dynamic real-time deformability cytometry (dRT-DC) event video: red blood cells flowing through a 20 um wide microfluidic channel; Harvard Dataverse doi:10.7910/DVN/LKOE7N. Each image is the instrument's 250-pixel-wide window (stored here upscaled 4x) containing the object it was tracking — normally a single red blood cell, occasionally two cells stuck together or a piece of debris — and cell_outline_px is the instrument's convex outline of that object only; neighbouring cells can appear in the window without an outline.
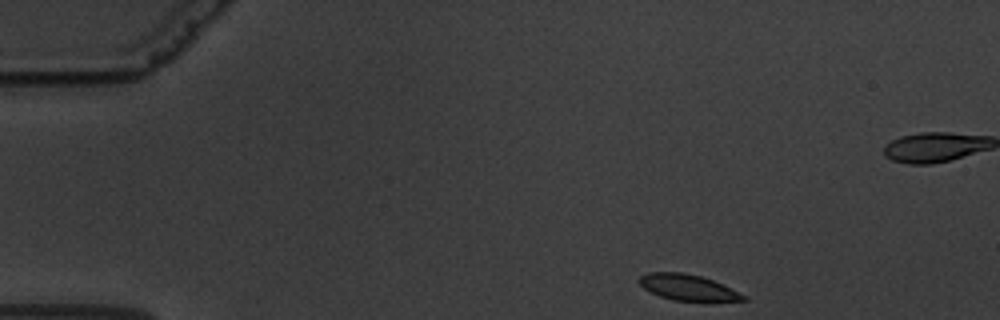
{"species": "common noctule bat (a hibernating species)", "species_latin": "Nyctalus noctula", "temperature_condition": "warm", "stored_images_in_passage": 53, "segment_of_instrument_passage": [1, 2], "camera_frame_rate_fps": 3000, "um_per_image_px": 0.085, "animal": {"sex": "male", "body_mass_g": 19.5, "forearm_length_mm": 54.6}, "frame": {"image": 1, "passage_image": 1, "time_ms": 0.0, "image_size_px": [1000, 320], "cell_outline_px": [[748, 300], [672, 300], [660, 296], [644, 288], [636, 280], [640, 276], [648, 272], [684, 272], [700, 276], [712, 280], [748, 296]], "centroid_in_image_um": [58.42, 24.41], "position_along_channel_um": 26.6, "area_um2": 15.43}}
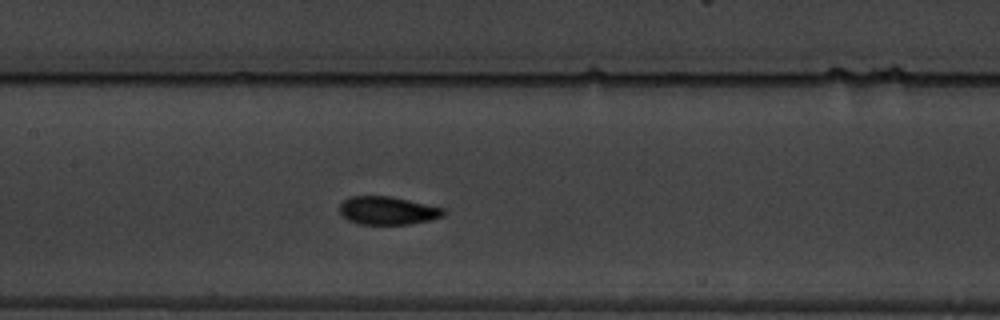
{"frame": {"image": 2, "passage_image": 21, "time_ms": 6.667, "image_size_px": [1000, 320], "cell_outline_px": [[448, 212], [444, 216], [428, 220], [408, 224], [360, 224], [348, 220], [340, 212], [340, 204], [348, 196], [392, 196], [444, 208]], "centroid_in_image_um": [32.97, 17.89], "position_along_channel_um": 174.4, "area_um2": 17.05}}
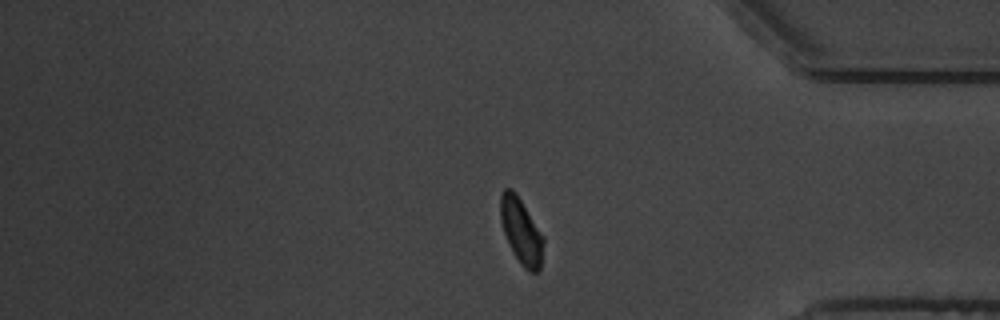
{"frame": {"image": 3, "passage_image": 42, "time_ms": 13.667, "image_size_px": [1000, 320], "cell_outline_px": [[544, 240], [540, 272], [528, 272], [520, 264], [512, 252], [508, 244], [500, 220], [500, 196], [504, 188], [512, 188], [516, 192], [544, 236]], "centroid_in_image_um": [44.3, 19.66], "position_along_channel_um": 390.9, "area_um2": 16.76}}